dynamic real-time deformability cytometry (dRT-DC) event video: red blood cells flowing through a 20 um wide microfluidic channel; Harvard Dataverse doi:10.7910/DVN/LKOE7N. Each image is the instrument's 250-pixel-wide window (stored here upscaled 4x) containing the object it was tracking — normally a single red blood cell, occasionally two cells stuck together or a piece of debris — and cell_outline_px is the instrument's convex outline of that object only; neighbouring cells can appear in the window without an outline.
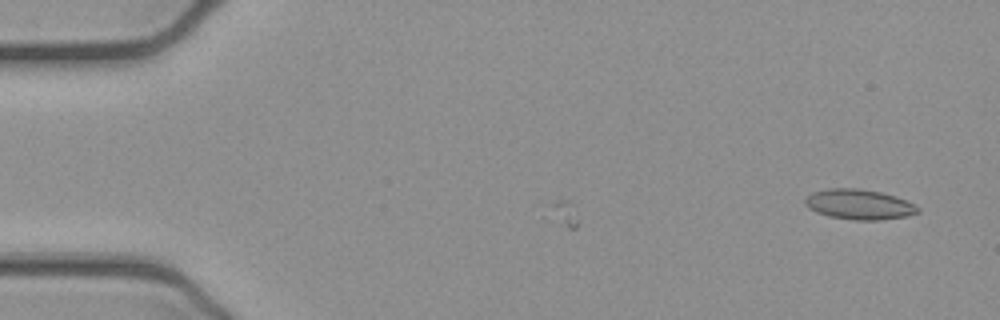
{"species": "common noctule bat (a hibernating species)", "species_latin": "Nyctalus noctula", "temperature_condition": "cold", "stored_images_in_passage": 2, "camera_frame_rate_fps": 3000, "um_per_image_px": 0.085, "animal": {"sex": "female", "body_mass_g": 21.9}, "frame": {"image": 1, "passage_image": 2, "time_ms": 0.333, "image_size_px": [1000, 320], "cell_outline_px": [[920, 212], [908, 216], [880, 220], [852, 220], [828, 216], [816, 212], [808, 208], [804, 204], [804, 200], [812, 192], [828, 188], [860, 188], [880, 192], [896, 196], [920, 208]], "centroid_in_image_um": [73.0, 17.38], "position_along_channel_um": 12.0, "area_um2": 19.94}}